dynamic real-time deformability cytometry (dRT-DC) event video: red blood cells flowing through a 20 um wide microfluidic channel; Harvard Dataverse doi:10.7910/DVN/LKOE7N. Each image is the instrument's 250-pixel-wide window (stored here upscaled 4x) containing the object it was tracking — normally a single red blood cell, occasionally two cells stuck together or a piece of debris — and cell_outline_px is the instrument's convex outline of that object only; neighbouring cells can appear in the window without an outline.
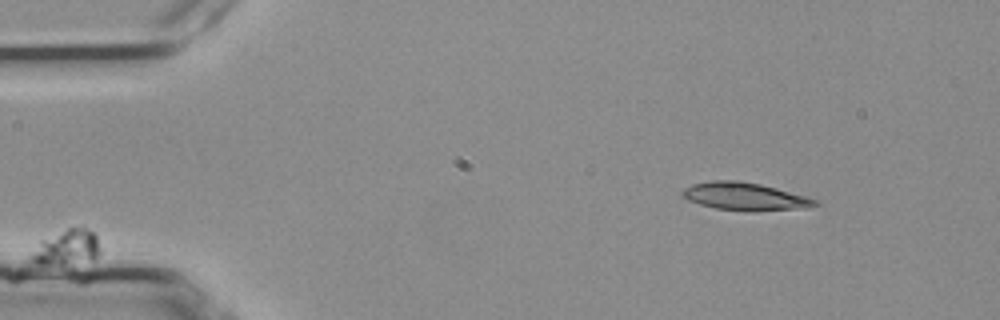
{"species": "common noctule bat (a hibernating species)", "species_latin": "Nyctalus noctula", "temperature_condition": "room temperature", "stored_images_in_passage": 5, "camera_frame_rate_fps": 3000, "um_per_image_px": 0.085, "animal": {"sex": "female", "body_mass_g": 25.1}, "frame": {"image": 1, "passage_image": 2, "time_ms": 0.333, "image_size_px": [1000, 320], "cell_outline_px": [[100, 252], [92, 260], [64, 264], [36, 264], [32, 260], [32, 256], [44, 240], [68, 228], [88, 228], [96, 236], [100, 248]], "centroid_in_image_um": [5.78, 21.05], "position_along_channel_um": 79.2, "area_um2": 13.35}}